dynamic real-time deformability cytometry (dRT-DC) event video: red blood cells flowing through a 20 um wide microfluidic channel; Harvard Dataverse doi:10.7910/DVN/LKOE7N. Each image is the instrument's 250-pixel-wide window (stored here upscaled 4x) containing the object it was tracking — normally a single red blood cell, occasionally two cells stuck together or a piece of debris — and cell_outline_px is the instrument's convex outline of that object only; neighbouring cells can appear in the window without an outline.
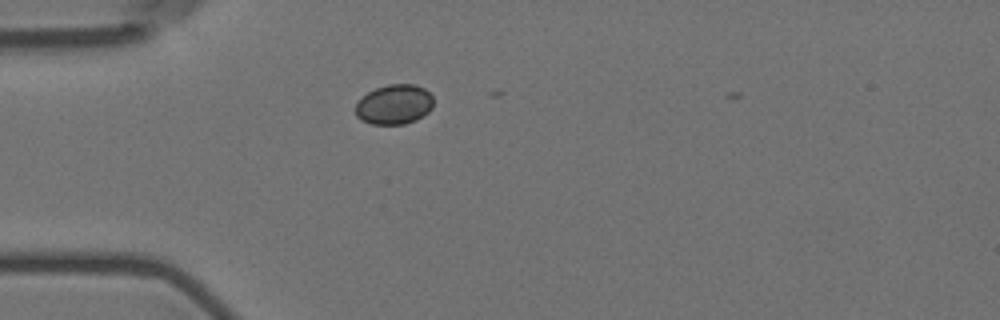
{"species": "Egyptian fruit bat (a non-hibernating species)", "species_latin": "Rousettus aegyptiacus", "temperature_condition": "room temperature", "stored_images_in_passage": 2, "camera_frame_rate_fps": 3000, "um_per_image_px": 0.085, "animal": {"sex": "female"}, "frame": {"image": 1, "passage_image": 1, "time_ms": 0.0, "image_size_px": [1000, 320], "cell_outline_px": [[432, 108], [428, 112], [416, 120], [404, 124], [372, 124], [360, 120], [356, 116], [356, 104], [368, 92], [376, 88], [388, 84], [416, 84], [424, 88], [432, 96]], "centroid_in_image_um": [33.51, 8.88], "position_along_channel_um": 51.5, "area_um2": 18.03}}